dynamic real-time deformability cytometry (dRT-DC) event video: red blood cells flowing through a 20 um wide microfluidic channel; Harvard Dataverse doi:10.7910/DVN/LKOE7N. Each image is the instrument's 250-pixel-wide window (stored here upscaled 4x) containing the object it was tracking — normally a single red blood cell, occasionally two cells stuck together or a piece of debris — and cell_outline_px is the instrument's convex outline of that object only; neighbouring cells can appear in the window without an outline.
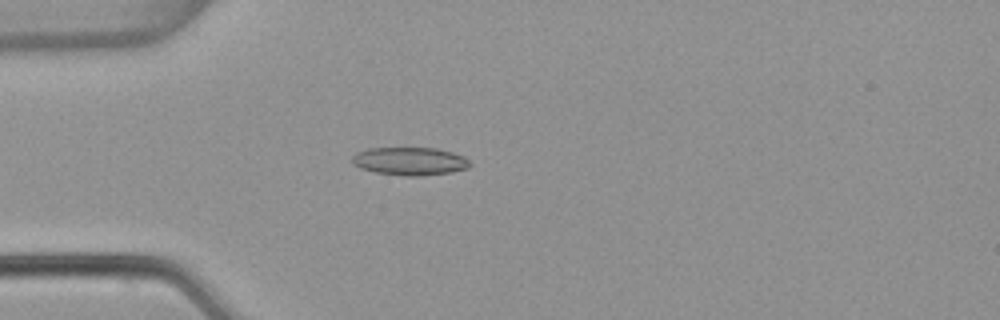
{"species": "common noctule bat (a hibernating species)", "species_latin": "Nyctalus noctula", "temperature_condition": "warm", "stored_images_in_passage": 5, "camera_frame_rate_fps": 3000, "um_per_image_px": 0.085, "animal": {"sex": "female", "body_mass_g": 22.7, "forearm_length_mm": 54.2}, "frame": {"image": 1, "passage_image": 5, "time_ms": 1.333, "image_size_px": [1000, 320], "cell_outline_px": [[472, 164], [468, 168], [452, 172], [420, 176], [404, 176], [376, 172], [360, 168], [352, 164], [352, 156], [356, 152], [368, 148], [436, 148], [452, 152], [464, 156]], "centroid_in_image_um": [34.83, 13.7], "position_along_channel_um": 50.2, "area_um2": 19.36}}